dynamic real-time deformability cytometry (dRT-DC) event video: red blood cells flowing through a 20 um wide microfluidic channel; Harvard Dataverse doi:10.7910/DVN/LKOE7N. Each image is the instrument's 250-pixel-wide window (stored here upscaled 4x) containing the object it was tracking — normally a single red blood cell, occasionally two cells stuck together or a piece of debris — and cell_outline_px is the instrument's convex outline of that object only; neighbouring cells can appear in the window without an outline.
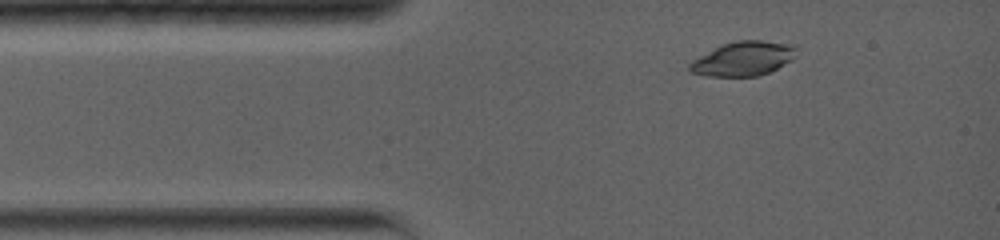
{"species": "common noctule bat (a hibernating species)", "species_latin": "Nyctalus noctula", "temperature_condition": "warm", "stored_images_in_passage": 10, "camera_frame_rate_fps": 5000, "um_per_image_px": 0.085, "animal": {"sex": "female", "body_mass_g": 19.0, "forearm_length_mm": 56.7}, "frame": {"image": 1, "passage_image": 2, "time_ms": 1.2, "image_size_px": [1000, 240], "cell_outline_px": [[796, 56], [792, 60], [760, 76], [708, 76], [688, 72], [688, 64], [692, 60], [720, 44], [736, 40], [760, 40], [796, 44]], "centroid_in_image_um": [63.16, 4.97], "position_along_channel_um": 21.8, "area_um2": 21.62}}
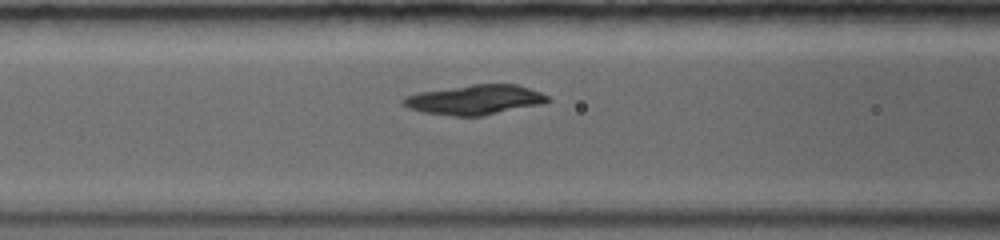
{"frame": {"image": 2, "passage_image": 9, "time_ms": 4.8, "image_size_px": [1000, 240], "cell_outline_px": [[552, 100], [544, 104], [484, 116], [452, 116], [420, 112], [408, 108], [400, 100], [404, 96], [420, 92], [472, 84], [516, 84], [540, 92], [548, 96]], "centroid_in_image_um": [40.38, 8.49], "position_along_channel_um": 126.2, "area_um2": 25.32}}
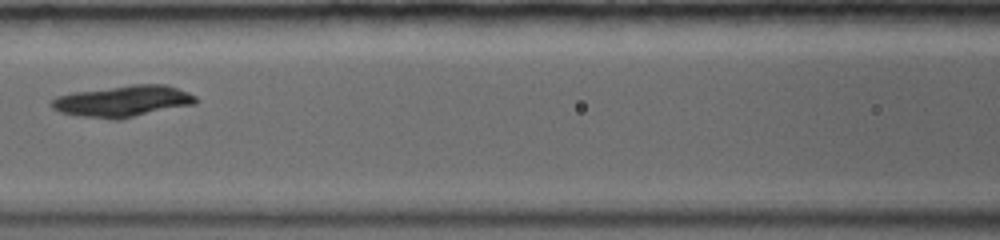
{"frame": {"image": 3, "passage_image": 10, "time_ms": 5.6, "image_size_px": [1000, 240], "cell_outline_px": [[196, 104], [120, 120], [112, 120], [76, 116], [60, 112], [52, 108], [48, 104], [56, 96], [72, 92], [132, 84], [168, 84], [188, 92], [196, 96]], "centroid_in_image_um": [10.43, 8.61], "position_along_channel_um": 156.2, "area_um2": 26.93}}